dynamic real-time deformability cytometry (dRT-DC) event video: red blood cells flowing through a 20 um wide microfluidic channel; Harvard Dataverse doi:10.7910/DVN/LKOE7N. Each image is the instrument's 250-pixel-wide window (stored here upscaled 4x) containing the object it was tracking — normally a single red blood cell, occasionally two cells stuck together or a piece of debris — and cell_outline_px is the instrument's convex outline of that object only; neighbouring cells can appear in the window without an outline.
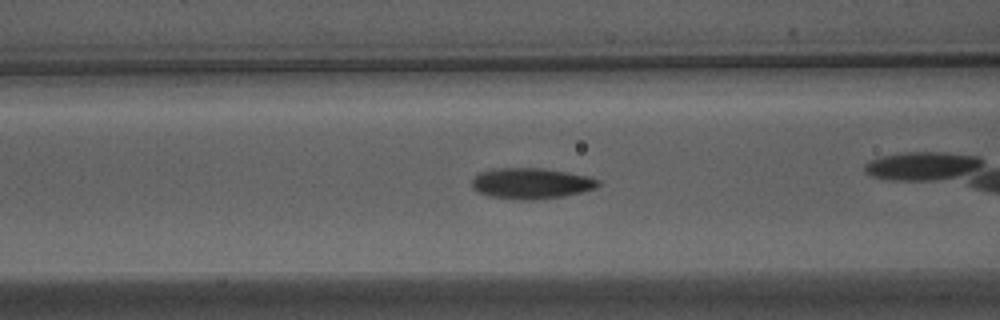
{"species": "Egyptian fruit bat (a non-hibernating species)", "species_latin": "Rousettus aegyptiacus", "temperature_condition": "warm", "stored_images_in_passage": 26, "camera_frame_rate_fps": 3000, "um_per_image_px": 0.085, "animal": {"sex": "male"}, "frame": {"image": 1, "passage_image": 7, "time_ms": 2.0, "image_size_px": [1000, 320], "cell_outline_px": [[600, 184], [596, 188], [564, 196], [536, 200], [512, 200], [488, 196], [472, 188], [472, 180], [480, 172], [500, 168], [544, 168], [568, 172], [588, 176], [600, 180]], "centroid_in_image_um": [45.16, 15.6], "position_along_channel_um": 121.4, "area_um2": 22.83}}
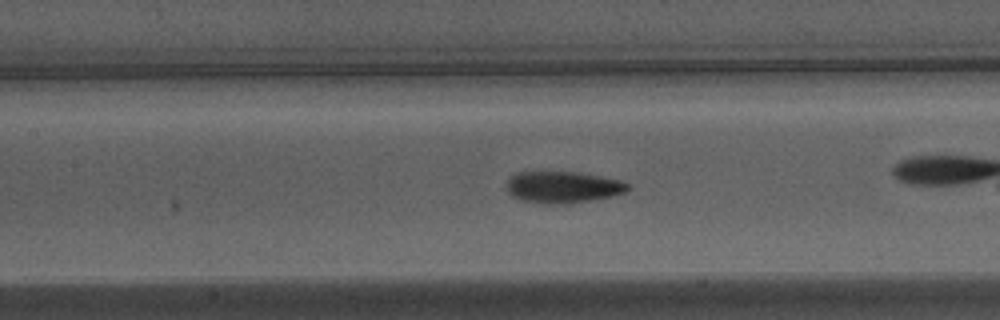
{"frame": {"image": 2, "passage_image": 10, "time_ms": 3.0, "image_size_px": [1000, 320], "cell_outline_px": [[632, 188], [624, 192], [612, 196], [568, 204], [544, 204], [524, 200], [512, 196], [508, 192], [508, 176], [516, 172], [576, 172], [600, 176], [620, 180], [628, 184]], "centroid_in_image_um": [47.84, 15.9], "position_along_channel_um": 159.6, "area_um2": 22.31}, "authors_computed_cell_mechanics": {"area_um2": 22.2241, "velocity_mm_per_s": 3.8018, "shape_relaxation_time_tau1_ms": 4.3296, "shape_relaxation_time_tau2_ms": 2.7101, "deformation_change_tau1": 0.1316, "deformation_change_tau2": 0.09}}